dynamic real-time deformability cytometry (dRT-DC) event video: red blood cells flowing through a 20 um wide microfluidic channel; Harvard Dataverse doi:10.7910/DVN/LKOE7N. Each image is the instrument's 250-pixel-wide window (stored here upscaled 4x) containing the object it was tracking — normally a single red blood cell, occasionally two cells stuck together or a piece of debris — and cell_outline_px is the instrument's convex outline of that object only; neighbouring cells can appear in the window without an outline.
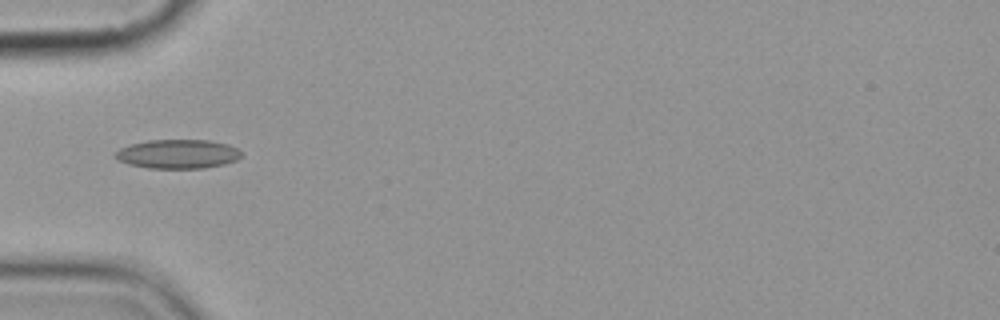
{"species": "common noctule bat (a hibernating species)", "species_latin": "Nyctalus noctula", "temperature_condition": "cold", "stored_images_in_passage": 1, "camera_frame_rate_fps": 3000, "um_per_image_px": 0.085, "animal": {"sex": "female", "body_mass_g": 19.9}, "frame": {"image": 1, "passage_image": 1, "time_ms": 0.0, "image_size_px": [1000, 320], "cell_outline_px": [[240, 156], [236, 160], [224, 164], [204, 168], [148, 168], [128, 164], [116, 160], [112, 156], [120, 148], [128, 144], [148, 140], [208, 140], [228, 144], [236, 148], [240, 152]], "centroid_in_image_um": [15.04, 13.09], "position_along_channel_um": 70.0, "area_um2": 21.44}}